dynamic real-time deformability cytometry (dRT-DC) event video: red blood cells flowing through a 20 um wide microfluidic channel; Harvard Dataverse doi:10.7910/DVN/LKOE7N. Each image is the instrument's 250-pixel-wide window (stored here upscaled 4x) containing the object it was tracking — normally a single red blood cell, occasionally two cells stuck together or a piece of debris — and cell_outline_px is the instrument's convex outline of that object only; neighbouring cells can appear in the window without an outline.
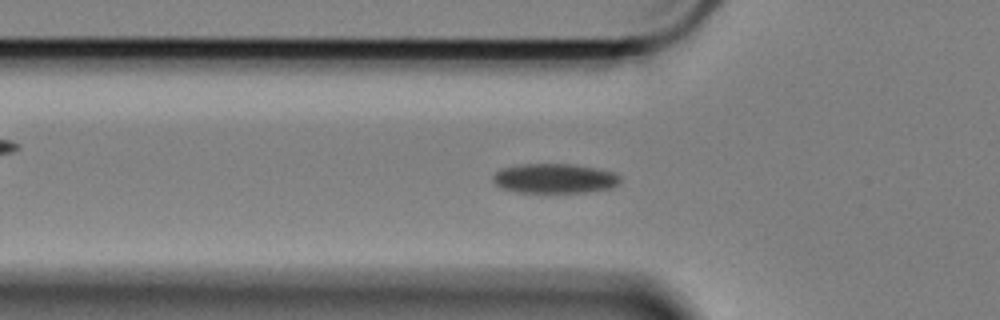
{"species": "Egyptian fruit bat (a non-hibernating species)", "species_latin": "Rousettus aegyptiacus", "temperature_condition": "cold", "stored_images_in_passage": 42, "camera_frame_rate_fps": 3000, "um_per_image_px": 0.085, "animal": {"sex": "female"}, "frame": {"image": 1, "passage_image": 10, "time_ms": 3.0, "image_size_px": [1000, 320], "cell_outline_px": [[620, 184], [612, 188], [588, 192], [512, 192], [500, 188], [492, 180], [492, 176], [500, 168], [520, 164], [576, 164], [616, 172], [620, 176]], "centroid_in_image_um": [47.15, 15.16], "position_along_channel_um": 78.7, "area_um2": 22.37}}
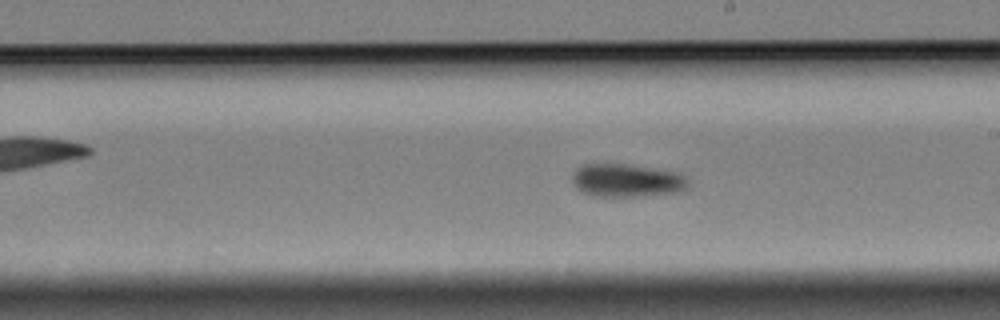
{"frame": {"image": 2, "passage_image": 24, "time_ms": 7.667, "image_size_px": [1000, 320], "cell_outline_px": [[688, 188], [684, 192], [636, 196], [592, 196], [576, 188], [572, 180], [572, 176], [576, 168], [584, 164], [624, 164], [680, 172], [688, 180]], "centroid_in_image_um": [53.31, 15.34], "position_along_channel_um": 235.7, "area_um2": 22.48}}
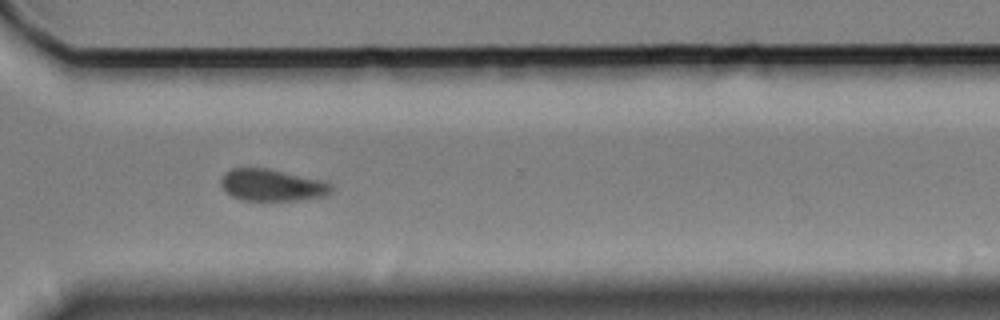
{"frame": {"image": 3, "passage_image": 34, "time_ms": 11.0, "image_size_px": [1000, 320], "cell_outline_px": [[332, 192], [324, 196], [300, 200], [240, 200], [232, 196], [220, 184], [220, 180], [224, 172], [232, 168], [268, 168], [320, 180], [332, 184]], "centroid_in_image_um": [23.1, 15.73], "position_along_channel_um": 347.5, "area_um2": 20.4}, "authors_computed_cell_mechanics": {"area_um2": 21.964, "velocity_mm_per_s": 3.3508, "shape_relaxation_time_tau1_ms": 4.1217, "shape_relaxation_time_tau2_ms": null, "deformation_change_tau1": 0.0857, "deformation_change_tau2": null}}